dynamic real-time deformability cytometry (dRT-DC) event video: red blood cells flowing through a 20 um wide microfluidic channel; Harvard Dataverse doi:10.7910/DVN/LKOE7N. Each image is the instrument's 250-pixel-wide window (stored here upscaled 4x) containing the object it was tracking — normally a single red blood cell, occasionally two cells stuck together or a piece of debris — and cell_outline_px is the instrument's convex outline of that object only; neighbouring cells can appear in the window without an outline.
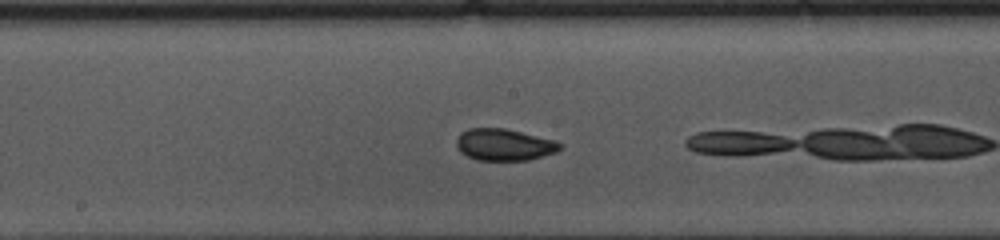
{"species": "common noctule bat (a hibernating species)", "species_latin": "Nyctalus noctula", "temperature_condition": "cold", "stored_images_in_passage": 42, "camera_frame_rate_fps": 3000, "um_per_image_px": 0.085, "animal": {"sex": "female", "body_mass_g": 10.0, "forearm_length_mm": 53.1}, "frame": {"image": 1, "passage_image": 19, "time_ms": 6.0, "image_size_px": [1000, 240], "cell_outline_px": [[560, 148], [556, 152], [528, 160], [476, 160], [460, 152], [456, 144], [456, 140], [460, 132], [468, 128], [504, 128], [556, 140], [560, 144]], "centroid_in_image_um": [42.82, 12.29], "position_along_channel_um": 205.4, "area_um2": 19.13}, "authors_computed_cell_mechanics": {"area_um2": 19.7387, "velocity_mm_per_s": 3.6382, "shape_relaxation_time_tau1_ms": 2.8651, "shape_relaxation_time_tau2_ms": null, "deformation_change_tau1": 0.079, "deformation_change_tau2": null}}